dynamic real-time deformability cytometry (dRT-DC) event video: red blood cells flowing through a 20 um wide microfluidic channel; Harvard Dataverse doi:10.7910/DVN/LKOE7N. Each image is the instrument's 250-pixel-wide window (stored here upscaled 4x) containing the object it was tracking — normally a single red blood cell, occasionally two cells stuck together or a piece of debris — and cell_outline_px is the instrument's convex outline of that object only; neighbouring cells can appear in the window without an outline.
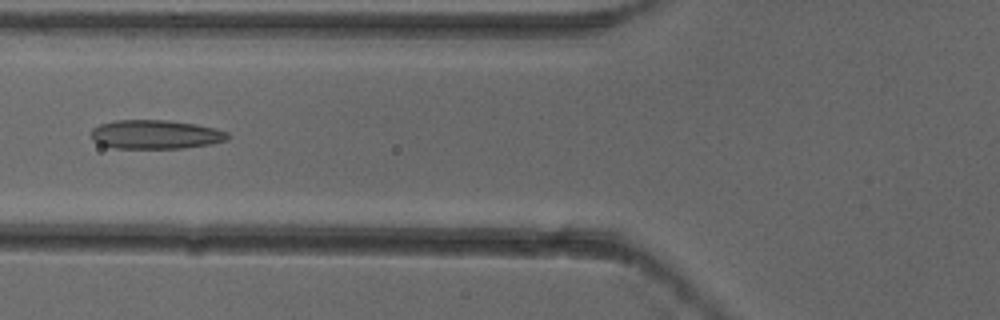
{"species": "common noctule bat (a hibernating species)", "species_latin": "Nyctalus noctula", "temperature_condition": "cold", "stored_images_in_passage": 6, "camera_frame_rate_fps": 3000, "um_per_image_px": 0.085, "animal": {"sex": "female"}, "frame": {"image": 1, "passage_image": 5, "time_ms": 1.333, "image_size_px": [1000, 320], "cell_outline_px": [[232, 136], [228, 140], [208, 144], [184, 148], [116, 148], [100, 144], [92, 140], [92, 128], [100, 124], [112, 120], [168, 120], [196, 124], [216, 128], [228, 132]], "centroid_in_image_um": [13.25, 11.42], "position_along_channel_um": 112.6, "area_um2": 23.18}}
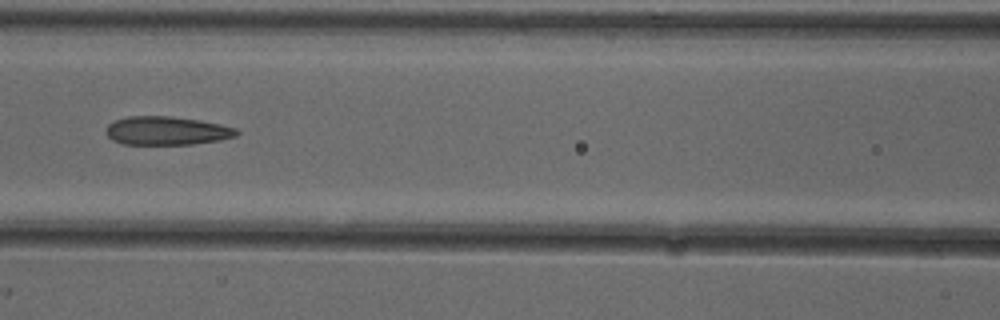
{"frame": {"image": 2, "passage_image": 6, "time_ms": 1.667, "image_size_px": [1000, 320], "cell_outline_px": [[240, 132], [236, 136], [220, 140], [192, 144], [124, 144], [112, 140], [104, 132], [108, 124], [112, 120], [128, 116], [172, 116], [200, 120], [220, 124], [236, 128]], "centroid_in_image_um": [14.15, 11.1], "position_along_channel_um": 152.5, "area_um2": 21.91}}